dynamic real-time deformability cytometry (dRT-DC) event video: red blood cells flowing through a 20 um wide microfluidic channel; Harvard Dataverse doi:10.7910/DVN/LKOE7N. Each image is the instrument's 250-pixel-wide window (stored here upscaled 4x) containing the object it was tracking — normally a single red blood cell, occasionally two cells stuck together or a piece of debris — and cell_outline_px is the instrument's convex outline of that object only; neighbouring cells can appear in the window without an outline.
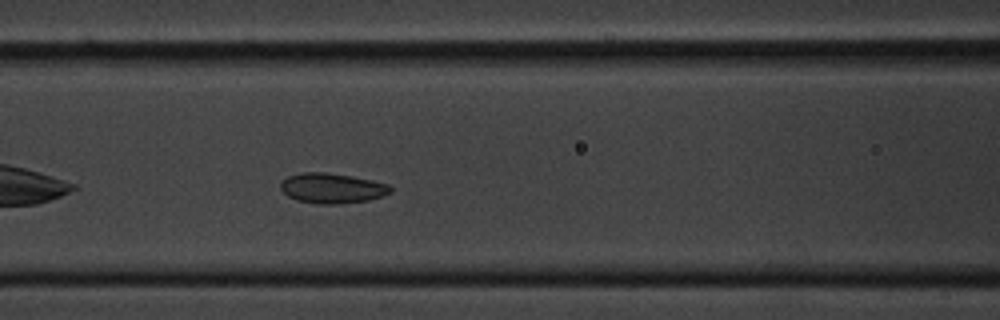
{"species": "common noctule bat (a hibernating species)", "species_latin": "Nyctalus noctula", "temperature_condition": "cold", "stored_images_in_passage": 42, "camera_frame_rate_fps": 3000, "um_per_image_px": 0.085, "animal": {"sex": "male", "body_mass_g": 20.1, "forearm_length_mm": 53.5}, "frame": {"image": 1, "passage_image": 9, "time_ms": 2.667, "image_size_px": [1000, 320], "cell_outline_px": [[392, 192], [384, 196], [368, 200], [340, 204], [316, 204], [296, 200], [288, 196], [280, 188], [280, 184], [288, 176], [300, 172], [324, 172], [352, 176], [372, 180], [388, 184], [392, 188]], "centroid_in_image_um": [28.24, 16.0], "position_along_channel_um": 138.4, "area_um2": 19.42}}
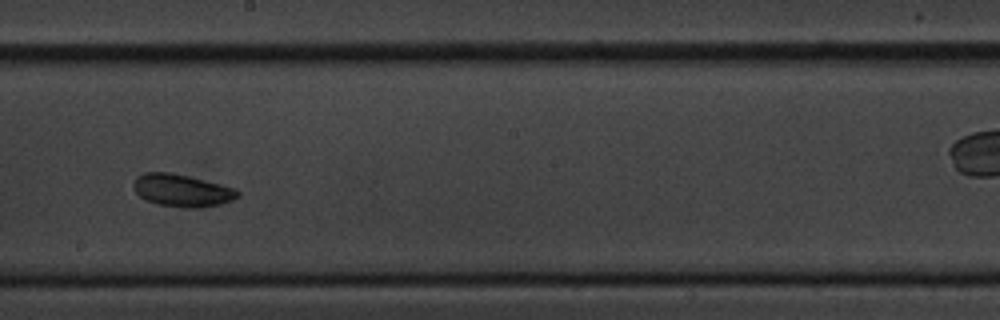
{"frame": {"image": 2, "passage_image": 17, "time_ms": 5.333, "image_size_px": [1000, 320], "cell_outline_px": [[240, 196], [232, 200], [220, 204], [200, 208], [184, 208], [160, 204], [144, 200], [136, 192], [132, 184], [136, 176], [144, 172], [168, 172], [188, 176], [236, 188], [240, 192]], "centroid_in_image_um": [15.46, 16.19], "position_along_channel_um": 232.7, "area_um2": 19.77}}
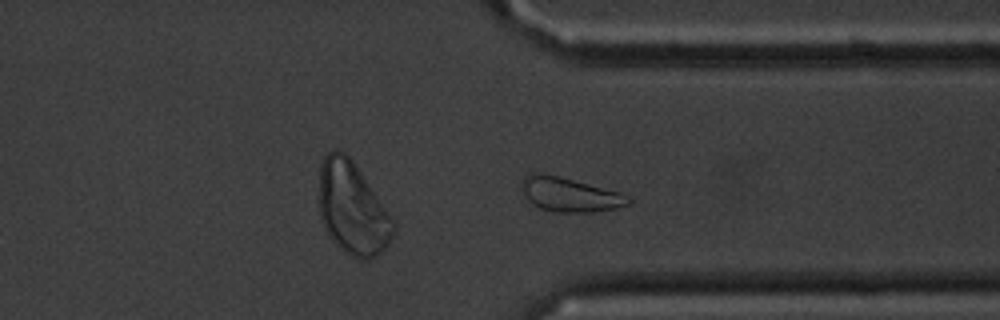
{"frame": {"image": 3, "passage_image": 28, "time_ms": 9.0, "image_size_px": [1000, 320], "cell_outline_px": [[632, 200], [628, 204], [616, 208], [592, 212], [556, 212], [540, 208], [532, 204], [528, 200], [520, 188], [520, 180], [528, 172], [536, 172], [560, 176], [620, 192], [628, 196]], "centroid_in_image_um": [48.36, 16.52], "position_along_channel_um": 363.0, "area_um2": 21.5}, "authors_computed_cell_mechanics": {"area_um2": 19.5942, "velocity_mm_per_s": 3.5485, "shape_relaxation_time_tau1_ms": null, "shape_relaxation_time_tau2_ms": 8.5787, "deformation_change_tau1": null, "deformation_change_tau2": 0.1354}}